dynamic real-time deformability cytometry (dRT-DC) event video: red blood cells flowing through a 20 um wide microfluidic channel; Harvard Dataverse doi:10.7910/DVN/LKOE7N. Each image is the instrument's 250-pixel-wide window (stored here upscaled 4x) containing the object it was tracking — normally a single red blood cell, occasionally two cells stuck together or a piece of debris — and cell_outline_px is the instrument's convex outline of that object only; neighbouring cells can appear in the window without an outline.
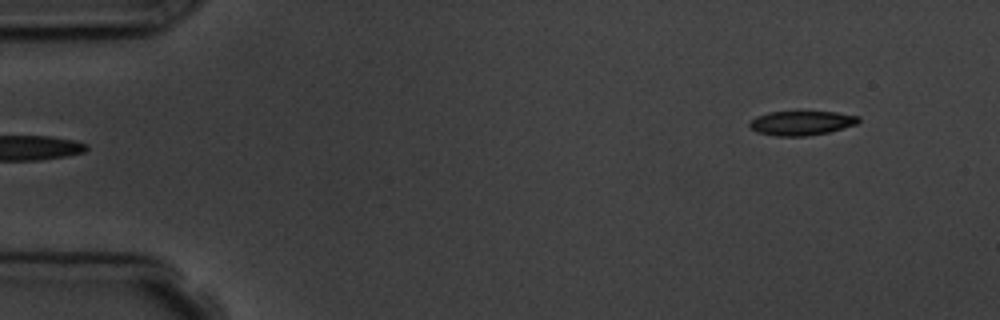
{"species": "common noctule bat (a hibernating species)", "species_latin": "Nyctalus noctula", "temperature_condition": "room temperature", "stored_images_in_passage": 3, "camera_frame_rate_fps": 3000, "um_per_image_px": 0.085, "animal": {"sex": "male", "body_mass_g": 19.5, "forearm_length_mm": 54.6}, "frame": {"image": 1, "passage_image": 3, "time_ms": 2.333, "image_size_px": [1000, 320], "cell_outline_px": [[860, 120], [856, 124], [828, 132], [804, 136], [776, 136], [756, 132], [748, 124], [756, 116], [768, 112], [836, 112], [860, 116]], "centroid_in_image_um": [68.11, 10.45], "position_along_channel_um": 16.9, "area_um2": 15.32}}